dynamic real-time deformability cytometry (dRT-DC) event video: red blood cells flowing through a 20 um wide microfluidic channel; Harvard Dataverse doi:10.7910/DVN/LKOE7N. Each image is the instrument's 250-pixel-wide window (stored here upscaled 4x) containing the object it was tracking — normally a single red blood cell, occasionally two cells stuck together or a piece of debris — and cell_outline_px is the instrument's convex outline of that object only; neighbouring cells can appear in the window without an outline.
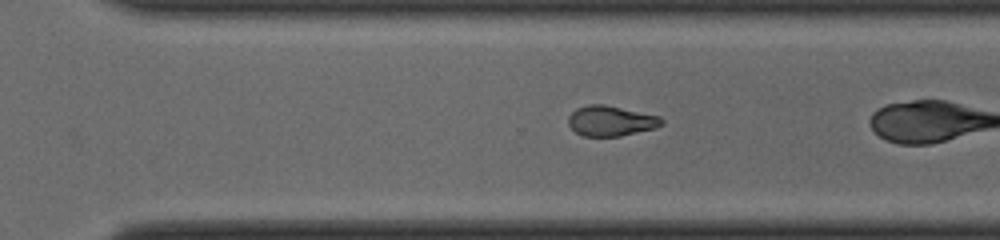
{"species": "common noctule bat (a hibernating species)", "species_latin": "Nyctalus noctula", "temperature_condition": "cold", "stored_images_in_passage": 29, "camera_frame_rate_fps": 3000, "um_per_image_px": 0.085, "animal": {"sex": "male", "body_mass_g": 19.0, "forearm_length_mm": 50.8}, "frame": {"image": 1, "passage_image": 25, "time_ms": 8.0, "image_size_px": [1000, 240], "cell_outline_px": [[664, 124], [656, 128], [620, 136], [584, 136], [576, 132], [568, 124], [568, 116], [576, 108], [588, 104], [604, 104], [660, 116], [664, 120]], "centroid_in_image_um": [51.93, 10.27], "position_along_channel_um": 318.7, "area_um2": 16.53}}